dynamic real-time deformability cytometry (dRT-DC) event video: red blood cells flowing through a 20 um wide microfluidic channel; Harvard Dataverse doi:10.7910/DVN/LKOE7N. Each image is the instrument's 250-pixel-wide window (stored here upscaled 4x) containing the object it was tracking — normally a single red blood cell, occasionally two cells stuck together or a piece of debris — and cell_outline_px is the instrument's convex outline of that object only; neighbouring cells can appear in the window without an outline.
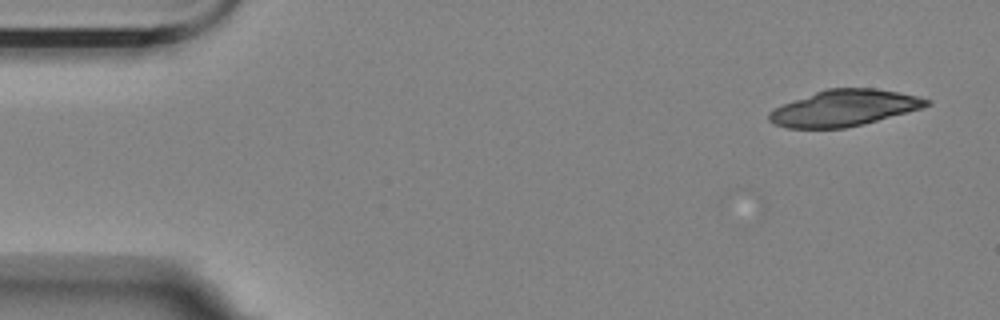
{"species": "Egyptian fruit bat (a non-hibernating species)", "species_latin": "Rousettus aegyptiacus", "temperature_condition": "room temperature", "stored_images_in_passage": 3, "camera_frame_rate_fps": 3000, "um_per_image_px": 0.085, "animal": {"sex": "female"}, "frame": {"image": 1, "passage_image": 1, "time_ms": 0.0, "image_size_px": [1000, 320], "cell_outline_px": [[932, 104], [920, 108], [876, 120], [844, 128], [788, 128], [776, 124], [768, 120], [768, 112], [784, 104], [824, 88], [872, 88], [896, 92], [916, 96], [932, 100]], "centroid_in_image_um": [71.72, 9.17], "position_along_channel_um": 13.3, "area_um2": 32.6}}